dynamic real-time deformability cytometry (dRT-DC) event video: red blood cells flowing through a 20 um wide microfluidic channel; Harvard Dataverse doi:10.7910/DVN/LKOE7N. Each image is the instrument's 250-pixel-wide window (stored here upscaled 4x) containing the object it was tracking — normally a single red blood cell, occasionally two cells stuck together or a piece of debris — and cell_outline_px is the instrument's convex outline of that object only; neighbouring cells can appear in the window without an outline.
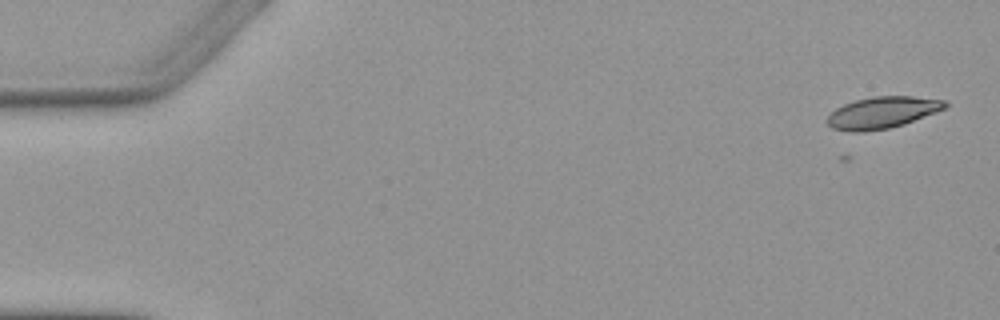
{"species": "Egyptian fruit bat (a non-hibernating species)", "species_latin": "Rousettus aegyptiacus", "temperature_condition": "warm", "stored_images_in_passage": 5, "camera_frame_rate_fps": 3000, "um_per_image_px": 0.085, "animal": {"sex": "female"}, "frame": {"image": 1, "passage_image": 1, "time_ms": 0.0, "image_size_px": [1000, 320], "cell_outline_px": [[948, 108], [904, 124], [888, 128], [864, 132], [848, 132], [832, 128], [824, 120], [836, 108], [844, 104], [856, 100], [872, 96], [912, 96], [948, 100]], "centroid_in_image_um": [75.02, 9.56], "position_along_channel_um": 10.0, "area_um2": 22.02}}
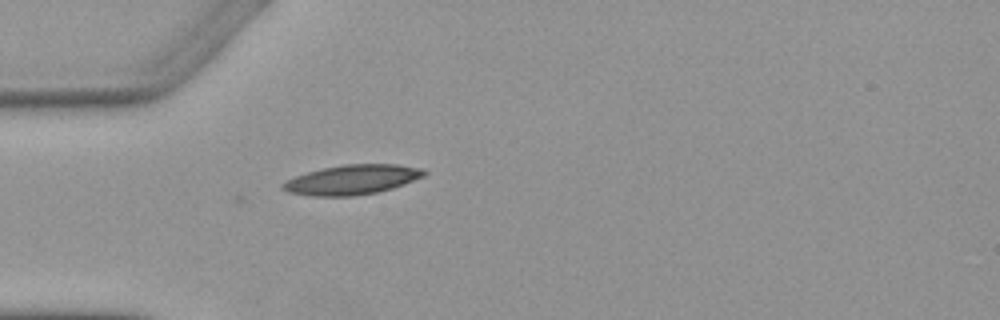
{"frame": {"image": 2, "passage_image": 5, "time_ms": 4.667, "image_size_px": [1000, 320], "cell_outline_px": [[428, 172], [424, 176], [404, 184], [392, 188], [376, 192], [352, 196], [312, 196], [288, 192], [280, 188], [280, 184], [296, 176], [308, 172], [324, 168], [344, 164], [396, 164], [424, 168]], "centroid_in_image_um": [29.95, 15.27], "position_along_channel_um": 55.1, "area_um2": 24.39}}